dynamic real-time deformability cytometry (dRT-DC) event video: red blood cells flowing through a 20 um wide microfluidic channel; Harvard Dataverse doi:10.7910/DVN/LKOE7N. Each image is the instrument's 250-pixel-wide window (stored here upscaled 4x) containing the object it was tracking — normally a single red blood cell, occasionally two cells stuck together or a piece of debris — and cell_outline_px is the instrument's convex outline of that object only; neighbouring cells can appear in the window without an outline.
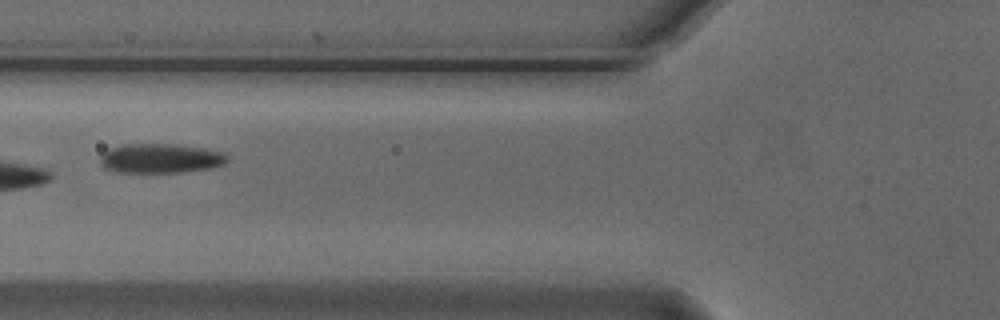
{"species": "Egyptian fruit bat (a non-hibernating species)", "species_latin": "Rousettus aegyptiacus", "temperature_condition": "cold", "stored_images_in_passage": 7, "camera_frame_rate_fps": 3000, "um_per_image_px": 0.085, "animal": {"sex": "male"}, "frame": {"image": 1, "passage_image": 7, "time_ms": 2.0, "image_size_px": [1000, 320], "cell_outline_px": [[228, 160], [224, 164], [212, 168], [184, 172], [120, 172], [104, 168], [100, 164], [100, 156], [108, 148], [120, 144], [172, 144], [204, 148], [224, 152], [228, 156]], "centroid_in_image_um": [13.64, 13.45], "position_along_channel_um": 112.2, "area_um2": 22.02}}